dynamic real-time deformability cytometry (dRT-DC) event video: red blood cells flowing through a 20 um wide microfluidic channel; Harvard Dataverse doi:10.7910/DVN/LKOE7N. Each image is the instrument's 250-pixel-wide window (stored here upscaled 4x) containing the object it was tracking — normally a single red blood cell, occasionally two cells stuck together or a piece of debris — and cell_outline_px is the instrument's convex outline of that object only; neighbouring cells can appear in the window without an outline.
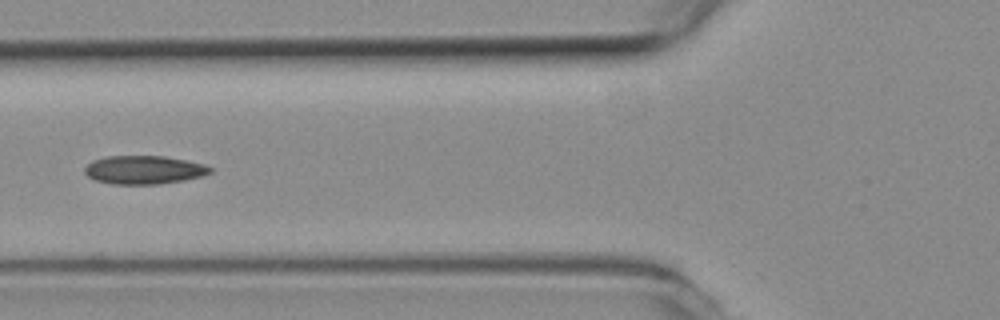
{"species": "common noctule bat (a hibernating species)", "species_latin": "Nyctalus noctula", "temperature_condition": "room temperature", "stored_images_in_passage": 4, "camera_frame_rate_fps": 3000, "um_per_image_px": 0.085, "animal": {"sex": "female", "body_mass_g": 19.3, "forearm_length_mm": 54.1}, "frame": {"image": 1, "passage_image": 4, "time_ms": 1.0, "image_size_px": [1000, 320], "cell_outline_px": [[212, 172], [204, 176], [184, 180], [160, 184], [112, 184], [96, 180], [88, 176], [84, 172], [84, 168], [92, 160], [104, 156], [164, 156], [204, 164], [212, 168]], "centroid_in_image_um": [12.24, 14.44], "position_along_channel_um": 113.6, "area_um2": 20.87}}